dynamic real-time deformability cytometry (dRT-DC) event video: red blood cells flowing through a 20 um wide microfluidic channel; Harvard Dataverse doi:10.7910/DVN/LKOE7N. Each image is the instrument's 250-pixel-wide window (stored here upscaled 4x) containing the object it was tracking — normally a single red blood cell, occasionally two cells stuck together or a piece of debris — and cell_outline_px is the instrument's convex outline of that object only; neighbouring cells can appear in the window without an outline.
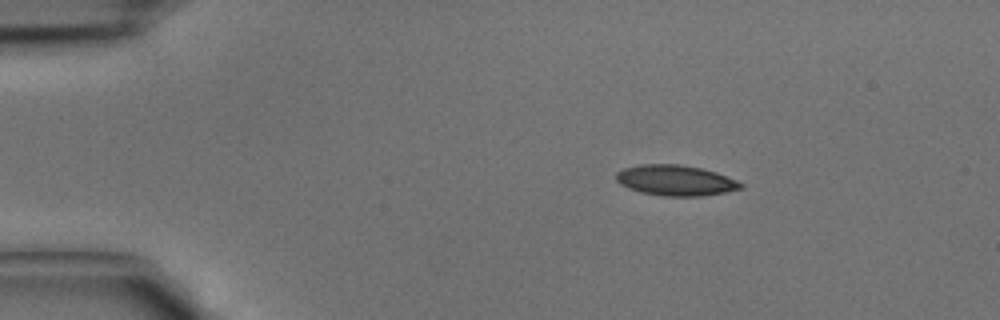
{"species": "common noctule bat (a hibernating species)", "species_latin": "Nyctalus noctula", "temperature_condition": "cold", "stored_images_in_passage": 36, "camera_frame_rate_fps": 3000, "um_per_image_px": 0.085, "animal": {"sex": "male", "body_mass_g": 15.6}, "frame": {"image": 1, "passage_image": 1, "time_ms": 0.0, "image_size_px": [1000, 320], "cell_outline_px": [[744, 188], [724, 192], [700, 196], [664, 196], [640, 192], [628, 188], [620, 184], [616, 180], [616, 172], [624, 168], [640, 164], [680, 164], [700, 168], [716, 172], [736, 180], [744, 184]], "centroid_in_image_um": [57.41, 15.33], "position_along_channel_um": 27.6, "area_um2": 22.2}}
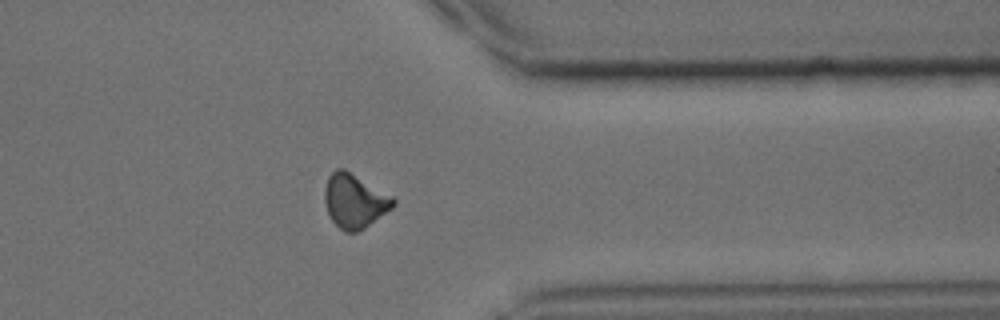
{"frame": {"image": 2, "passage_image": 28, "time_ms": 9.0, "image_size_px": [1000, 320], "cell_outline_px": [[396, 204], [392, 208], [364, 228], [356, 232], [344, 232], [332, 220], [328, 212], [324, 200], [324, 188], [328, 176], [336, 168], [344, 168], [392, 196], [396, 200]], "centroid_in_image_um": [30.12, 17.07], "position_along_channel_um": 381.3, "area_um2": 21.5}}
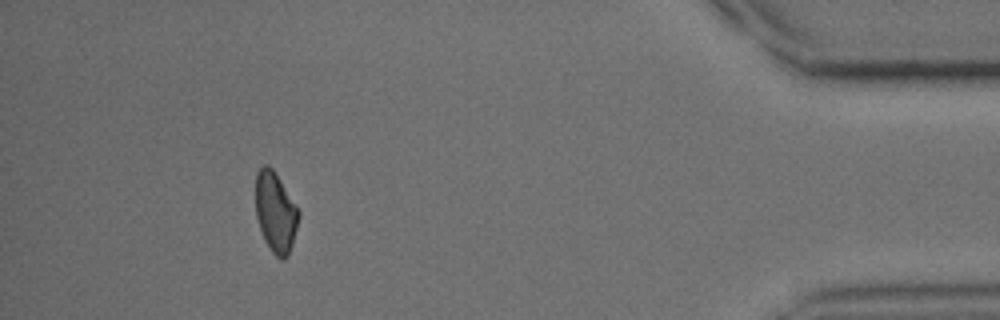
{"frame": {"image": 3, "passage_image": 33, "time_ms": 10.667, "image_size_px": [1000, 320], "cell_outline_px": [[300, 216], [292, 244], [288, 256], [284, 260], [280, 260], [272, 252], [264, 240], [256, 216], [256, 172], [264, 164], [268, 164], [272, 168], [300, 212]], "centroid_in_image_um": [23.41, 18.06], "position_along_channel_um": 411.8, "area_um2": 20.0}}